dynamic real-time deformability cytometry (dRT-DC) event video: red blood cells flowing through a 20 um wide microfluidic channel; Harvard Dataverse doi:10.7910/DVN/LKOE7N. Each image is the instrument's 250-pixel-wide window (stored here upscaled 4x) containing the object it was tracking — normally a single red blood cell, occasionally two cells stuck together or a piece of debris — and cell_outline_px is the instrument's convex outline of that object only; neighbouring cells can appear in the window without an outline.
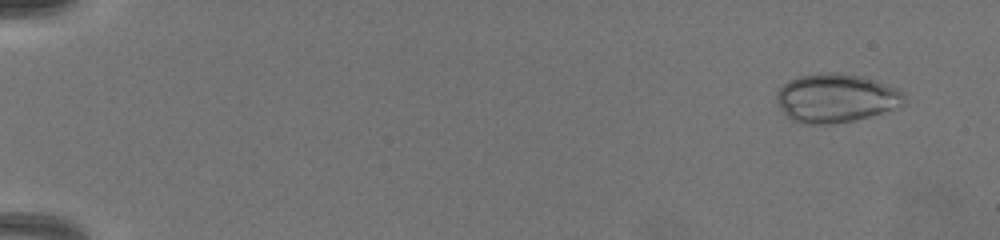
{"species": "common noctule bat (a hibernating species)", "species_latin": "Nyctalus noctula", "temperature_condition": "warm", "stored_images_in_passage": 22, "camera_frame_rate_fps": 3000, "um_per_image_px": 0.085, "animal": {"sex": "female", "body_mass_g": 19.5, "forearm_length_mm": 54.1}, "frame": {"image": 1, "passage_image": 1, "time_ms": 0.0, "image_size_px": [1000, 240], "cell_outline_px": [[904, 104], [900, 108], [852, 120], [832, 124], [804, 124], [792, 120], [780, 108], [776, 100], [776, 92], [788, 80], [800, 76], [828, 72], [836, 72], [860, 76], [896, 88], [904, 96]], "centroid_in_image_um": [71.03, 8.35], "position_along_channel_um": 14.0, "area_um2": 35.95}}